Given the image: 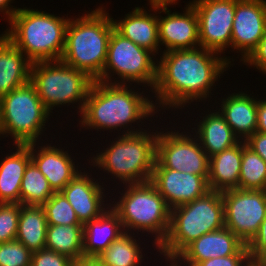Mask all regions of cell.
Here are the masks:
<instances>
[{"label": "cell", "instance_id": "cell-1", "mask_svg": "<svg viewBox=\"0 0 266 266\" xmlns=\"http://www.w3.org/2000/svg\"><path fill=\"white\" fill-rule=\"evenodd\" d=\"M216 54L219 53L200 46L163 51L157 63V80L152 90L158 102L154 103L156 111L158 107L166 109L168 106L180 109L194 100L207 99L215 82L219 81L229 64L231 66L230 59Z\"/></svg>", "mask_w": 266, "mask_h": 266}, {"label": "cell", "instance_id": "cell-2", "mask_svg": "<svg viewBox=\"0 0 266 266\" xmlns=\"http://www.w3.org/2000/svg\"><path fill=\"white\" fill-rule=\"evenodd\" d=\"M127 86L116 81L106 83L94 80L80 114L79 124L98 131H112L119 127L126 129L128 124L132 127L131 123L138 124L158 112H155L156 107L151 99Z\"/></svg>", "mask_w": 266, "mask_h": 266}, {"label": "cell", "instance_id": "cell-3", "mask_svg": "<svg viewBox=\"0 0 266 266\" xmlns=\"http://www.w3.org/2000/svg\"><path fill=\"white\" fill-rule=\"evenodd\" d=\"M103 6L70 18L60 61L96 80L103 72L114 24Z\"/></svg>", "mask_w": 266, "mask_h": 266}, {"label": "cell", "instance_id": "cell-4", "mask_svg": "<svg viewBox=\"0 0 266 266\" xmlns=\"http://www.w3.org/2000/svg\"><path fill=\"white\" fill-rule=\"evenodd\" d=\"M33 8H20L4 31L8 38L32 62L59 61L62 57L70 18Z\"/></svg>", "mask_w": 266, "mask_h": 266}, {"label": "cell", "instance_id": "cell-5", "mask_svg": "<svg viewBox=\"0 0 266 266\" xmlns=\"http://www.w3.org/2000/svg\"><path fill=\"white\" fill-rule=\"evenodd\" d=\"M130 129L123 130L115 142L93 155L92 166L104 169L125 185L149 182L156 161L157 131L151 134L141 128Z\"/></svg>", "mask_w": 266, "mask_h": 266}, {"label": "cell", "instance_id": "cell-6", "mask_svg": "<svg viewBox=\"0 0 266 266\" xmlns=\"http://www.w3.org/2000/svg\"><path fill=\"white\" fill-rule=\"evenodd\" d=\"M223 227L221 192L210 190L204 196L171 210L169 230L157 252L165 256L166 261L173 262L194 240Z\"/></svg>", "mask_w": 266, "mask_h": 266}, {"label": "cell", "instance_id": "cell-7", "mask_svg": "<svg viewBox=\"0 0 266 266\" xmlns=\"http://www.w3.org/2000/svg\"><path fill=\"white\" fill-rule=\"evenodd\" d=\"M125 189L119 201L108 205L118 214L125 232L143 230L141 233L154 234L157 250L167 236L171 209L150 181L126 184Z\"/></svg>", "mask_w": 266, "mask_h": 266}, {"label": "cell", "instance_id": "cell-8", "mask_svg": "<svg viewBox=\"0 0 266 266\" xmlns=\"http://www.w3.org/2000/svg\"><path fill=\"white\" fill-rule=\"evenodd\" d=\"M30 82L50 113L60 105L78 102L81 114L94 79L59 60L32 63Z\"/></svg>", "mask_w": 266, "mask_h": 266}, {"label": "cell", "instance_id": "cell-9", "mask_svg": "<svg viewBox=\"0 0 266 266\" xmlns=\"http://www.w3.org/2000/svg\"><path fill=\"white\" fill-rule=\"evenodd\" d=\"M50 115L29 81L1 97L0 135H10L15 145L36 143Z\"/></svg>", "mask_w": 266, "mask_h": 266}, {"label": "cell", "instance_id": "cell-10", "mask_svg": "<svg viewBox=\"0 0 266 266\" xmlns=\"http://www.w3.org/2000/svg\"><path fill=\"white\" fill-rule=\"evenodd\" d=\"M154 55L156 54L138 46L113 29L103 72L96 80L113 83L111 77L117 74L121 79L120 82L117 81L118 84L136 82L139 85L142 83L143 86L145 84L153 90L157 80L158 65L156 64L158 60L155 61L153 58Z\"/></svg>", "mask_w": 266, "mask_h": 266}, {"label": "cell", "instance_id": "cell-11", "mask_svg": "<svg viewBox=\"0 0 266 266\" xmlns=\"http://www.w3.org/2000/svg\"><path fill=\"white\" fill-rule=\"evenodd\" d=\"M225 227L248 244L266 217V190L229 189L221 192Z\"/></svg>", "mask_w": 266, "mask_h": 266}, {"label": "cell", "instance_id": "cell-12", "mask_svg": "<svg viewBox=\"0 0 266 266\" xmlns=\"http://www.w3.org/2000/svg\"><path fill=\"white\" fill-rule=\"evenodd\" d=\"M157 131L156 160L167 169L209 175V157L190 132ZM190 134V135H189Z\"/></svg>", "mask_w": 266, "mask_h": 266}, {"label": "cell", "instance_id": "cell-13", "mask_svg": "<svg viewBox=\"0 0 266 266\" xmlns=\"http://www.w3.org/2000/svg\"><path fill=\"white\" fill-rule=\"evenodd\" d=\"M197 13L200 47L217 53L231 47L235 0H193Z\"/></svg>", "mask_w": 266, "mask_h": 266}, {"label": "cell", "instance_id": "cell-14", "mask_svg": "<svg viewBox=\"0 0 266 266\" xmlns=\"http://www.w3.org/2000/svg\"><path fill=\"white\" fill-rule=\"evenodd\" d=\"M207 179L208 175L184 173L164 168L156 160L150 182L156 187L172 210L194 201L210 191Z\"/></svg>", "mask_w": 266, "mask_h": 266}, {"label": "cell", "instance_id": "cell-15", "mask_svg": "<svg viewBox=\"0 0 266 266\" xmlns=\"http://www.w3.org/2000/svg\"><path fill=\"white\" fill-rule=\"evenodd\" d=\"M266 31L265 0H235L231 48L239 50L244 61L257 47Z\"/></svg>", "mask_w": 266, "mask_h": 266}, {"label": "cell", "instance_id": "cell-16", "mask_svg": "<svg viewBox=\"0 0 266 266\" xmlns=\"http://www.w3.org/2000/svg\"><path fill=\"white\" fill-rule=\"evenodd\" d=\"M186 6L182 14L171 13L167 6H151L154 12L161 9L160 14H167L164 17L158 16L159 42L165 45L164 51L194 49L200 46L197 13L190 3Z\"/></svg>", "mask_w": 266, "mask_h": 266}, {"label": "cell", "instance_id": "cell-17", "mask_svg": "<svg viewBox=\"0 0 266 266\" xmlns=\"http://www.w3.org/2000/svg\"><path fill=\"white\" fill-rule=\"evenodd\" d=\"M79 171L60 192L74 209L79 222L84 225L99 217L106 210L104 195L109 193H104L103 183L100 185L85 170Z\"/></svg>", "mask_w": 266, "mask_h": 266}, {"label": "cell", "instance_id": "cell-18", "mask_svg": "<svg viewBox=\"0 0 266 266\" xmlns=\"http://www.w3.org/2000/svg\"><path fill=\"white\" fill-rule=\"evenodd\" d=\"M244 245L245 243L231 230L223 227L194 240L174 259L173 263L179 265L184 261L183 263L188 266H195L198 262L211 258L235 255Z\"/></svg>", "mask_w": 266, "mask_h": 266}, {"label": "cell", "instance_id": "cell-19", "mask_svg": "<svg viewBox=\"0 0 266 266\" xmlns=\"http://www.w3.org/2000/svg\"><path fill=\"white\" fill-rule=\"evenodd\" d=\"M36 144H27L30 148L31 161L45 176L52 189L55 192H60L78 174V166L74 164L68 151L49 144L37 147L36 151L34 149Z\"/></svg>", "mask_w": 266, "mask_h": 266}, {"label": "cell", "instance_id": "cell-20", "mask_svg": "<svg viewBox=\"0 0 266 266\" xmlns=\"http://www.w3.org/2000/svg\"><path fill=\"white\" fill-rule=\"evenodd\" d=\"M122 228L118 214L107 205L99 217L83 225V257L99 256L114 240L125 233Z\"/></svg>", "mask_w": 266, "mask_h": 266}, {"label": "cell", "instance_id": "cell-21", "mask_svg": "<svg viewBox=\"0 0 266 266\" xmlns=\"http://www.w3.org/2000/svg\"><path fill=\"white\" fill-rule=\"evenodd\" d=\"M114 29L133 43L158 54L160 48L158 15L147 13L146 9L135 7L124 19L114 20Z\"/></svg>", "mask_w": 266, "mask_h": 266}, {"label": "cell", "instance_id": "cell-22", "mask_svg": "<svg viewBox=\"0 0 266 266\" xmlns=\"http://www.w3.org/2000/svg\"><path fill=\"white\" fill-rule=\"evenodd\" d=\"M32 62L4 34L0 35V98L30 81Z\"/></svg>", "mask_w": 266, "mask_h": 266}, {"label": "cell", "instance_id": "cell-23", "mask_svg": "<svg viewBox=\"0 0 266 266\" xmlns=\"http://www.w3.org/2000/svg\"><path fill=\"white\" fill-rule=\"evenodd\" d=\"M220 107L218 111L239 140L245 141L256 132L258 101L255 98L244 92L232 93L222 99Z\"/></svg>", "mask_w": 266, "mask_h": 266}, {"label": "cell", "instance_id": "cell-24", "mask_svg": "<svg viewBox=\"0 0 266 266\" xmlns=\"http://www.w3.org/2000/svg\"><path fill=\"white\" fill-rule=\"evenodd\" d=\"M242 162V140L209 158L207 183L211 191L239 189Z\"/></svg>", "mask_w": 266, "mask_h": 266}, {"label": "cell", "instance_id": "cell-25", "mask_svg": "<svg viewBox=\"0 0 266 266\" xmlns=\"http://www.w3.org/2000/svg\"><path fill=\"white\" fill-rule=\"evenodd\" d=\"M16 151L0 161V203L20 204V186L31 161L28 145L16 144Z\"/></svg>", "mask_w": 266, "mask_h": 266}, {"label": "cell", "instance_id": "cell-26", "mask_svg": "<svg viewBox=\"0 0 266 266\" xmlns=\"http://www.w3.org/2000/svg\"><path fill=\"white\" fill-rule=\"evenodd\" d=\"M198 123L196 138L209 158L240 141L220 111L209 112Z\"/></svg>", "mask_w": 266, "mask_h": 266}, {"label": "cell", "instance_id": "cell-27", "mask_svg": "<svg viewBox=\"0 0 266 266\" xmlns=\"http://www.w3.org/2000/svg\"><path fill=\"white\" fill-rule=\"evenodd\" d=\"M47 226L46 214L42 206L20 204L16 240L32 253L45 249Z\"/></svg>", "mask_w": 266, "mask_h": 266}, {"label": "cell", "instance_id": "cell-28", "mask_svg": "<svg viewBox=\"0 0 266 266\" xmlns=\"http://www.w3.org/2000/svg\"><path fill=\"white\" fill-rule=\"evenodd\" d=\"M45 249L67 255L72 260L83 257V225H48Z\"/></svg>", "mask_w": 266, "mask_h": 266}, {"label": "cell", "instance_id": "cell-29", "mask_svg": "<svg viewBox=\"0 0 266 266\" xmlns=\"http://www.w3.org/2000/svg\"><path fill=\"white\" fill-rule=\"evenodd\" d=\"M135 233L125 232L114 240L96 259L101 266H140L143 262L142 248ZM137 240V241H136Z\"/></svg>", "mask_w": 266, "mask_h": 266}, {"label": "cell", "instance_id": "cell-30", "mask_svg": "<svg viewBox=\"0 0 266 266\" xmlns=\"http://www.w3.org/2000/svg\"><path fill=\"white\" fill-rule=\"evenodd\" d=\"M55 191L36 165L26 166L20 186V204L42 206Z\"/></svg>", "mask_w": 266, "mask_h": 266}, {"label": "cell", "instance_id": "cell-31", "mask_svg": "<svg viewBox=\"0 0 266 266\" xmlns=\"http://www.w3.org/2000/svg\"><path fill=\"white\" fill-rule=\"evenodd\" d=\"M239 189L266 190V161L242 140V162Z\"/></svg>", "mask_w": 266, "mask_h": 266}, {"label": "cell", "instance_id": "cell-32", "mask_svg": "<svg viewBox=\"0 0 266 266\" xmlns=\"http://www.w3.org/2000/svg\"><path fill=\"white\" fill-rule=\"evenodd\" d=\"M48 225H82L61 192H55L43 205Z\"/></svg>", "mask_w": 266, "mask_h": 266}, {"label": "cell", "instance_id": "cell-33", "mask_svg": "<svg viewBox=\"0 0 266 266\" xmlns=\"http://www.w3.org/2000/svg\"><path fill=\"white\" fill-rule=\"evenodd\" d=\"M32 252L18 240L0 243V266H31Z\"/></svg>", "mask_w": 266, "mask_h": 266}, {"label": "cell", "instance_id": "cell-34", "mask_svg": "<svg viewBox=\"0 0 266 266\" xmlns=\"http://www.w3.org/2000/svg\"><path fill=\"white\" fill-rule=\"evenodd\" d=\"M20 204L0 203V243L16 240Z\"/></svg>", "mask_w": 266, "mask_h": 266}, {"label": "cell", "instance_id": "cell-35", "mask_svg": "<svg viewBox=\"0 0 266 266\" xmlns=\"http://www.w3.org/2000/svg\"><path fill=\"white\" fill-rule=\"evenodd\" d=\"M72 259L52 250L42 249L32 253L31 266H71Z\"/></svg>", "mask_w": 266, "mask_h": 266}, {"label": "cell", "instance_id": "cell-36", "mask_svg": "<svg viewBox=\"0 0 266 266\" xmlns=\"http://www.w3.org/2000/svg\"><path fill=\"white\" fill-rule=\"evenodd\" d=\"M249 258V250L245 244L235 255L211 258L198 262L195 266H244Z\"/></svg>", "mask_w": 266, "mask_h": 266}, {"label": "cell", "instance_id": "cell-37", "mask_svg": "<svg viewBox=\"0 0 266 266\" xmlns=\"http://www.w3.org/2000/svg\"><path fill=\"white\" fill-rule=\"evenodd\" d=\"M251 259L266 262V217L263 219L258 233L247 244Z\"/></svg>", "mask_w": 266, "mask_h": 266}, {"label": "cell", "instance_id": "cell-38", "mask_svg": "<svg viewBox=\"0 0 266 266\" xmlns=\"http://www.w3.org/2000/svg\"><path fill=\"white\" fill-rule=\"evenodd\" d=\"M243 62L245 65L256 67L266 75V31L257 47Z\"/></svg>", "mask_w": 266, "mask_h": 266}, {"label": "cell", "instance_id": "cell-39", "mask_svg": "<svg viewBox=\"0 0 266 266\" xmlns=\"http://www.w3.org/2000/svg\"><path fill=\"white\" fill-rule=\"evenodd\" d=\"M246 146L266 161V133L255 132L245 140Z\"/></svg>", "mask_w": 266, "mask_h": 266}, {"label": "cell", "instance_id": "cell-40", "mask_svg": "<svg viewBox=\"0 0 266 266\" xmlns=\"http://www.w3.org/2000/svg\"><path fill=\"white\" fill-rule=\"evenodd\" d=\"M256 131L266 133V100L264 99H258Z\"/></svg>", "mask_w": 266, "mask_h": 266}, {"label": "cell", "instance_id": "cell-41", "mask_svg": "<svg viewBox=\"0 0 266 266\" xmlns=\"http://www.w3.org/2000/svg\"><path fill=\"white\" fill-rule=\"evenodd\" d=\"M13 0H0V12H4L3 14L7 15L8 21L11 20L12 16L20 9V8H9L10 4Z\"/></svg>", "mask_w": 266, "mask_h": 266}, {"label": "cell", "instance_id": "cell-42", "mask_svg": "<svg viewBox=\"0 0 266 266\" xmlns=\"http://www.w3.org/2000/svg\"><path fill=\"white\" fill-rule=\"evenodd\" d=\"M71 266H101L96 258H82L73 260Z\"/></svg>", "mask_w": 266, "mask_h": 266}, {"label": "cell", "instance_id": "cell-43", "mask_svg": "<svg viewBox=\"0 0 266 266\" xmlns=\"http://www.w3.org/2000/svg\"><path fill=\"white\" fill-rule=\"evenodd\" d=\"M177 0H149L151 6H168L178 3Z\"/></svg>", "mask_w": 266, "mask_h": 266}, {"label": "cell", "instance_id": "cell-44", "mask_svg": "<svg viewBox=\"0 0 266 266\" xmlns=\"http://www.w3.org/2000/svg\"><path fill=\"white\" fill-rule=\"evenodd\" d=\"M244 266H266V262L257 261L249 258V260L245 263Z\"/></svg>", "mask_w": 266, "mask_h": 266}]
</instances>
